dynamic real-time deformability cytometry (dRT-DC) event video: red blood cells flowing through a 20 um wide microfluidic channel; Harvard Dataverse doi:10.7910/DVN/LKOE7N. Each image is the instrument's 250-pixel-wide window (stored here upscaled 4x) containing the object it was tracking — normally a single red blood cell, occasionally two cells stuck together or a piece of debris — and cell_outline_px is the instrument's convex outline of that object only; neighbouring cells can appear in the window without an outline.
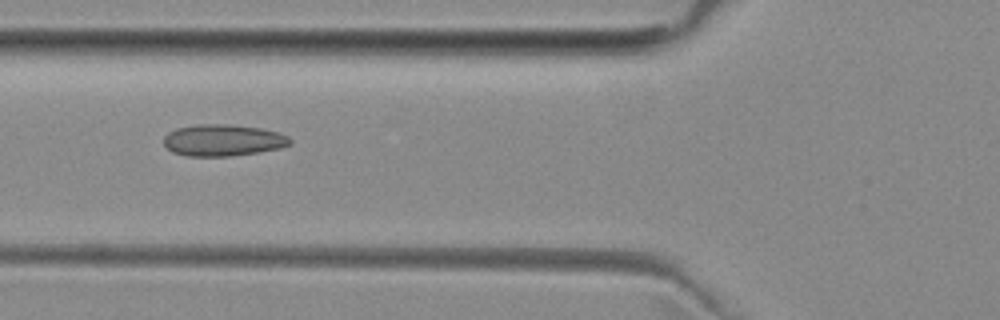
{"species": "common noctule bat (a hibernating species)", "species_latin": "Nyctalus noctula", "temperature_condition": "room temperature", "stored_images_in_passage": 6, "camera_frame_rate_fps": 3000, "um_per_image_px": 0.085, "animal": {"sex": "female", "body_mass_g": 29.2, "forearm_length_mm": 56.3}, "frame": {"image": 1, "passage_image": 5, "time_ms": 4.667, "image_size_px": [1000, 320], "cell_outline_px": [[292, 144], [280, 148], [260, 152], [232, 156], [188, 156], [172, 152], [164, 144], [164, 136], [168, 132], [176, 128], [196, 124], [228, 124], [260, 128], [280, 132], [288, 136], [292, 140]], "centroid_in_image_um": [18.98, 11.92], "position_along_channel_um": 106.8, "area_um2": 23.52}}